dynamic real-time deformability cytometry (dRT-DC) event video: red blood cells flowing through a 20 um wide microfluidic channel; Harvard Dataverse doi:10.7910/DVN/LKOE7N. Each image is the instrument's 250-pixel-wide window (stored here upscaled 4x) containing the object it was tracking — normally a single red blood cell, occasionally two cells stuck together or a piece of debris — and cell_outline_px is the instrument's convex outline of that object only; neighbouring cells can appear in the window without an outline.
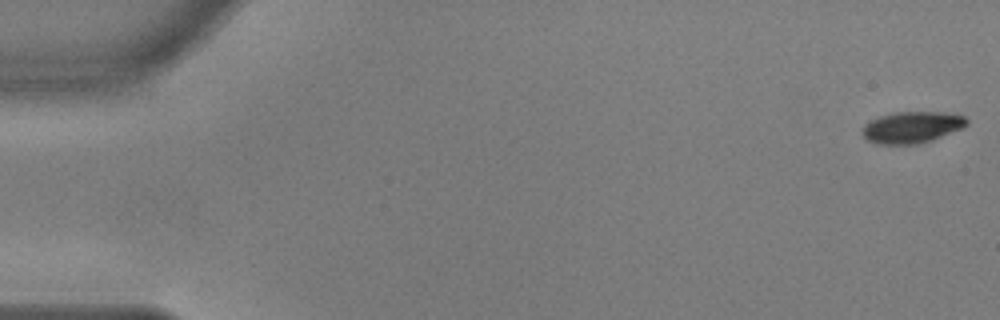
{"species": "common noctule bat (a hibernating species)", "species_latin": "Nyctalus noctula", "temperature_condition": "warm", "stored_images_in_passage": 56, "camera_frame_rate_fps": 3000, "um_per_image_px": 0.085, "animal": {"sex": "male", "body_mass_g": 17.9, "forearm_length_mm": 54.2}, "frame": {"image": 1, "passage_image": 1, "time_ms": 0.0, "image_size_px": [1000, 320], "cell_outline_px": [[968, 124], [964, 128], [932, 140], [916, 144], [876, 144], [868, 140], [860, 132], [864, 124], [880, 116], [892, 112], [956, 112], [964, 116], [968, 120]], "centroid_in_image_um": [77.55, 10.8], "position_along_channel_um": 7.5, "area_um2": 19.48}}
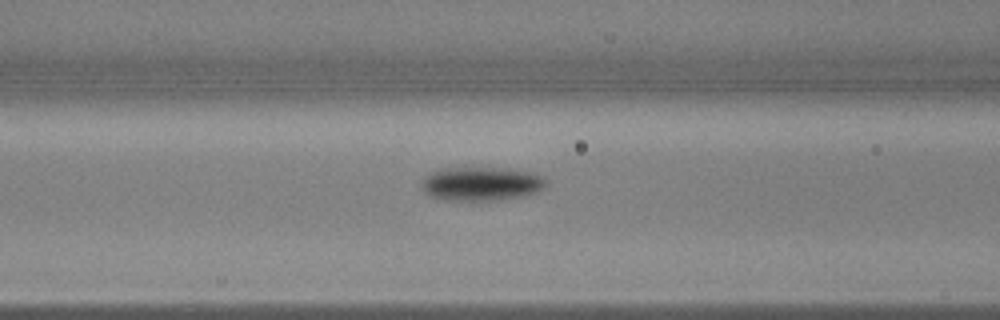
{"frame": {"image": 2, "passage_image": 23, "time_ms": 7.333, "image_size_px": [1000, 320], "cell_outline_px": [[548, 184], [544, 188], [536, 192], [524, 196], [500, 200], [444, 200], [428, 196], [424, 192], [424, 180], [432, 172], [444, 168], [508, 168], [536, 172], [544, 176], [548, 180]], "centroid_in_image_um": [41.02, 15.62], "position_along_channel_um": 125.6, "area_um2": 24.74}}
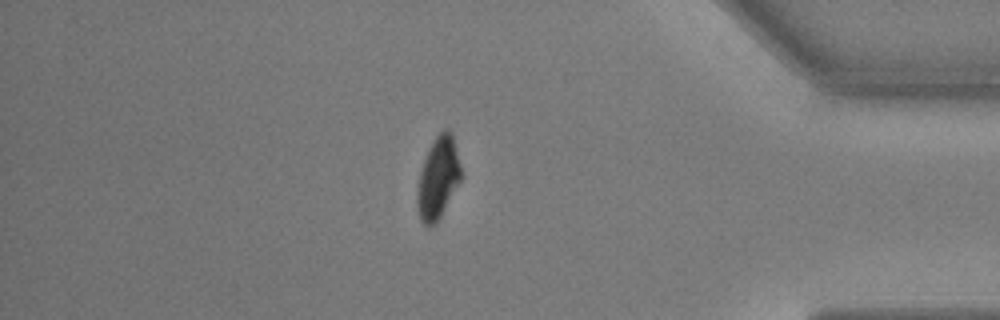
{"frame": {"image": 3, "passage_image": 48, "time_ms": 15.667, "image_size_px": [1000, 320], "cell_outline_px": [[464, 176], [436, 224], [428, 228], [420, 220], [416, 204], [416, 192], [420, 172], [428, 148], [436, 136], [444, 128], [448, 128], [452, 132]], "centroid_in_image_um": [37.25, 15.14], "position_along_channel_um": 397.9, "area_um2": 21.44}, "authors_computed_cell_mechanics": {"area_um2": 22.1952, "velocity_mm_per_s": 3.6405, "shape_relaxation_time_tau1_ms": 2.1954, "shape_relaxation_time_tau2_ms": null, "deformation_change_tau1": 0.1542, "deformation_change_tau2": null}}